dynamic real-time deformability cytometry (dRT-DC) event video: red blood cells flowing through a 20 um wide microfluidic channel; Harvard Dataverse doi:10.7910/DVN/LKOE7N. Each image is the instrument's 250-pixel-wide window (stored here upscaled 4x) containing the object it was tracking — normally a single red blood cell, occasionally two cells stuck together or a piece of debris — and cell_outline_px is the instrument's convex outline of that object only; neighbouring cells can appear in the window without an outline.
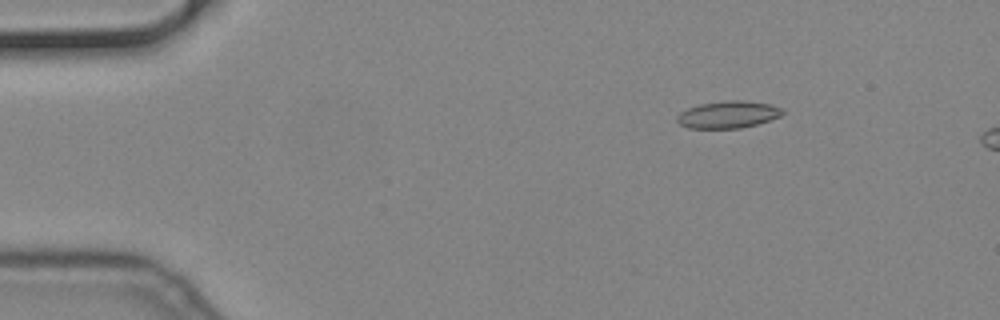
{"species": "common noctule bat (a hibernating species)", "species_latin": "Nyctalus noctula", "temperature_condition": "cold", "stored_images_in_passage": 13, "camera_frame_rate_fps": 3000, "um_per_image_px": 0.085, "animal": {"sex": "male", "body_mass_g": 19.2, "forearm_length_mm": 51.8}, "frame": {"image": 1, "passage_image": 8, "time_ms": 2.333, "image_size_px": [1000, 320], "cell_outline_px": [[784, 112], [780, 116], [756, 124], [740, 128], [688, 128], [680, 124], [676, 120], [676, 116], [680, 112], [688, 108], [700, 104], [728, 100], [740, 100], [772, 104], [784, 108]], "centroid_in_image_um": [61.89, 9.73], "position_along_channel_um": 23.1, "area_um2": 16.65}}